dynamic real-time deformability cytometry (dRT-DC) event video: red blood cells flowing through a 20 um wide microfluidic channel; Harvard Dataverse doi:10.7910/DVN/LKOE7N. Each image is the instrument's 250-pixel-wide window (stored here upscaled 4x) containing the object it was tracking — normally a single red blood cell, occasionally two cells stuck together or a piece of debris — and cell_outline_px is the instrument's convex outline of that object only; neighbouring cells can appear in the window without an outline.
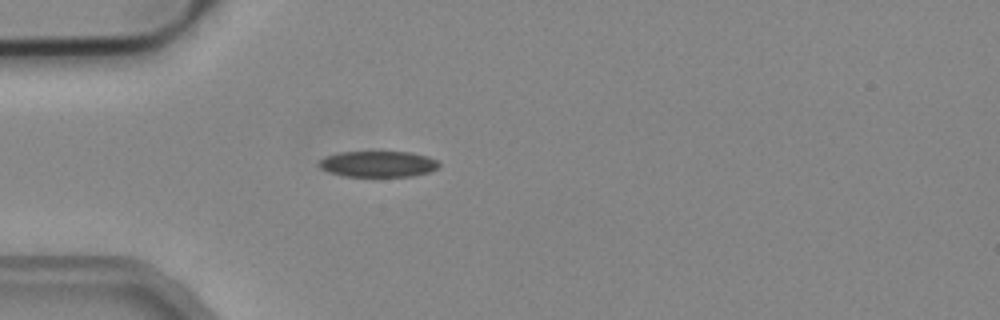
{"species": "common noctule bat (a hibernating species)", "species_latin": "Nyctalus noctula", "temperature_condition": "cold", "stored_images_in_passage": 1, "camera_frame_rate_fps": 3000, "um_per_image_px": 0.085, "animal": {"sex": "male", "body_mass_g": 19.2, "forearm_length_mm": 51.8}, "frame": {"image": 1, "passage_image": 1, "time_ms": 0.0, "image_size_px": [1000, 320], "cell_outline_px": [[440, 164], [436, 168], [428, 172], [412, 176], [344, 176], [328, 172], [320, 168], [316, 164], [324, 156], [340, 152], [412, 152], [428, 156], [436, 160]], "centroid_in_image_um": [32.09, 13.93], "position_along_channel_um": 52.9, "area_um2": 18.21}}